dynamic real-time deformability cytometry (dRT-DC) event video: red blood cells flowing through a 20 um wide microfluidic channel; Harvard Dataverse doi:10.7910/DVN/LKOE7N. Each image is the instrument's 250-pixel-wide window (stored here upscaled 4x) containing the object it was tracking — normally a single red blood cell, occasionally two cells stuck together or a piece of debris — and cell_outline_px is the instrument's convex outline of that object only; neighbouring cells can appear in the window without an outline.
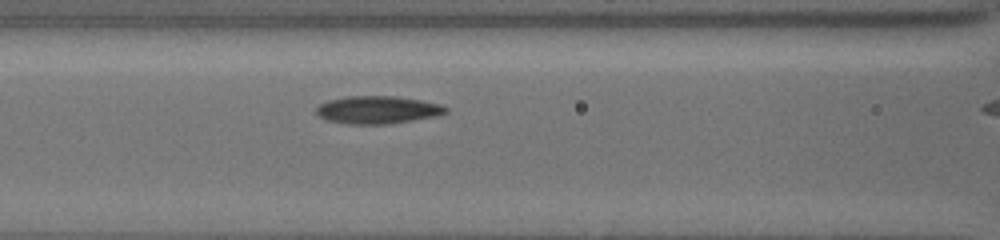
{"species": "common noctule bat (a hibernating species)", "species_latin": "Nyctalus noctula", "temperature_condition": "cold", "stored_images_in_passage": 11, "camera_frame_rate_fps": 3000, "um_per_image_px": 0.085, "animal": {"sex": "female", "body_mass_g": 19.5, "forearm_length_mm": 54.1}, "frame": {"image": 1, "passage_image": 10, "time_ms": 3.333, "image_size_px": [1000, 240], "cell_outline_px": [[448, 112], [432, 116], [412, 120], [384, 124], [352, 124], [328, 120], [320, 116], [316, 112], [316, 108], [320, 104], [328, 100], [348, 96], [396, 96], [420, 100], [440, 104], [448, 108]], "centroid_in_image_um": [32.08, 9.32], "position_along_channel_um": 134.5, "area_um2": 20.58}}